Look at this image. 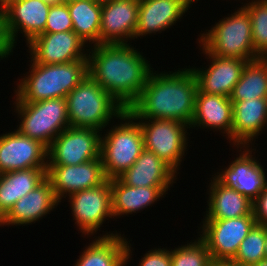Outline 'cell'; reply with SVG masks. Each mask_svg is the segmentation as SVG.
<instances>
[{
	"label": "cell",
	"mask_w": 267,
	"mask_h": 266,
	"mask_svg": "<svg viewBox=\"0 0 267 266\" xmlns=\"http://www.w3.org/2000/svg\"><path fill=\"white\" fill-rule=\"evenodd\" d=\"M129 44H99L86 49L88 75L125 110L139 99L152 71L144 55Z\"/></svg>",
	"instance_id": "obj_1"
},
{
	"label": "cell",
	"mask_w": 267,
	"mask_h": 266,
	"mask_svg": "<svg viewBox=\"0 0 267 266\" xmlns=\"http://www.w3.org/2000/svg\"><path fill=\"white\" fill-rule=\"evenodd\" d=\"M151 71L139 99L127 111L134 119H168L190 126L198 84L189 68Z\"/></svg>",
	"instance_id": "obj_2"
},
{
	"label": "cell",
	"mask_w": 267,
	"mask_h": 266,
	"mask_svg": "<svg viewBox=\"0 0 267 266\" xmlns=\"http://www.w3.org/2000/svg\"><path fill=\"white\" fill-rule=\"evenodd\" d=\"M29 72L18 79L15 102H37L66 96L88 75V61L37 64L31 59Z\"/></svg>",
	"instance_id": "obj_3"
},
{
	"label": "cell",
	"mask_w": 267,
	"mask_h": 266,
	"mask_svg": "<svg viewBox=\"0 0 267 266\" xmlns=\"http://www.w3.org/2000/svg\"><path fill=\"white\" fill-rule=\"evenodd\" d=\"M66 102L70 127L102 131L113 117L118 119L125 112L123 106L89 75L66 96Z\"/></svg>",
	"instance_id": "obj_4"
},
{
	"label": "cell",
	"mask_w": 267,
	"mask_h": 266,
	"mask_svg": "<svg viewBox=\"0 0 267 266\" xmlns=\"http://www.w3.org/2000/svg\"><path fill=\"white\" fill-rule=\"evenodd\" d=\"M199 39L200 47L211 55L249 61L260 57L254 52L250 15L240 7L229 17L218 21Z\"/></svg>",
	"instance_id": "obj_5"
},
{
	"label": "cell",
	"mask_w": 267,
	"mask_h": 266,
	"mask_svg": "<svg viewBox=\"0 0 267 266\" xmlns=\"http://www.w3.org/2000/svg\"><path fill=\"white\" fill-rule=\"evenodd\" d=\"M105 136L101 135L100 156L107 179L117 178L129 169L144 149L143 135L136 119L127 111ZM135 121V122H134Z\"/></svg>",
	"instance_id": "obj_6"
},
{
	"label": "cell",
	"mask_w": 267,
	"mask_h": 266,
	"mask_svg": "<svg viewBox=\"0 0 267 266\" xmlns=\"http://www.w3.org/2000/svg\"><path fill=\"white\" fill-rule=\"evenodd\" d=\"M21 122L17 130L40 141L47 148L65 129L70 127L66 98H52L37 102H14Z\"/></svg>",
	"instance_id": "obj_7"
},
{
	"label": "cell",
	"mask_w": 267,
	"mask_h": 266,
	"mask_svg": "<svg viewBox=\"0 0 267 266\" xmlns=\"http://www.w3.org/2000/svg\"><path fill=\"white\" fill-rule=\"evenodd\" d=\"M136 120L142 131L144 148L155 153L177 173L187 151L186 133L190 126L168 119Z\"/></svg>",
	"instance_id": "obj_8"
},
{
	"label": "cell",
	"mask_w": 267,
	"mask_h": 266,
	"mask_svg": "<svg viewBox=\"0 0 267 266\" xmlns=\"http://www.w3.org/2000/svg\"><path fill=\"white\" fill-rule=\"evenodd\" d=\"M199 238L213 261H232L241 242L256 224L254 215L231 219H203Z\"/></svg>",
	"instance_id": "obj_9"
},
{
	"label": "cell",
	"mask_w": 267,
	"mask_h": 266,
	"mask_svg": "<svg viewBox=\"0 0 267 266\" xmlns=\"http://www.w3.org/2000/svg\"><path fill=\"white\" fill-rule=\"evenodd\" d=\"M94 128L68 127L47 150V165H78L100 157L101 134Z\"/></svg>",
	"instance_id": "obj_10"
},
{
	"label": "cell",
	"mask_w": 267,
	"mask_h": 266,
	"mask_svg": "<svg viewBox=\"0 0 267 266\" xmlns=\"http://www.w3.org/2000/svg\"><path fill=\"white\" fill-rule=\"evenodd\" d=\"M68 202L80 232L83 235H94L106 218L113 216L110 179L98 187L71 194Z\"/></svg>",
	"instance_id": "obj_11"
},
{
	"label": "cell",
	"mask_w": 267,
	"mask_h": 266,
	"mask_svg": "<svg viewBox=\"0 0 267 266\" xmlns=\"http://www.w3.org/2000/svg\"><path fill=\"white\" fill-rule=\"evenodd\" d=\"M86 43L74 32L41 33L28 44L29 56L37 64H60L87 60Z\"/></svg>",
	"instance_id": "obj_12"
},
{
	"label": "cell",
	"mask_w": 267,
	"mask_h": 266,
	"mask_svg": "<svg viewBox=\"0 0 267 266\" xmlns=\"http://www.w3.org/2000/svg\"><path fill=\"white\" fill-rule=\"evenodd\" d=\"M239 148V157L232 160L228 168L217 172V175L214 174V178L220 184L235 189L253 202L267 187V176L259 160L257 161L252 155L254 149L252 147L249 149V146H237V149Z\"/></svg>",
	"instance_id": "obj_13"
},
{
	"label": "cell",
	"mask_w": 267,
	"mask_h": 266,
	"mask_svg": "<svg viewBox=\"0 0 267 266\" xmlns=\"http://www.w3.org/2000/svg\"><path fill=\"white\" fill-rule=\"evenodd\" d=\"M46 178L51 182L59 203L67 195L98 187L107 180L101 156L78 165H47Z\"/></svg>",
	"instance_id": "obj_14"
},
{
	"label": "cell",
	"mask_w": 267,
	"mask_h": 266,
	"mask_svg": "<svg viewBox=\"0 0 267 266\" xmlns=\"http://www.w3.org/2000/svg\"><path fill=\"white\" fill-rule=\"evenodd\" d=\"M48 148L18 130L0 136V174L30 168H47Z\"/></svg>",
	"instance_id": "obj_15"
},
{
	"label": "cell",
	"mask_w": 267,
	"mask_h": 266,
	"mask_svg": "<svg viewBox=\"0 0 267 266\" xmlns=\"http://www.w3.org/2000/svg\"><path fill=\"white\" fill-rule=\"evenodd\" d=\"M1 7L5 13L8 35L14 46L19 31L24 33L27 44L37 35L45 33L50 3L44 0H6Z\"/></svg>",
	"instance_id": "obj_16"
},
{
	"label": "cell",
	"mask_w": 267,
	"mask_h": 266,
	"mask_svg": "<svg viewBox=\"0 0 267 266\" xmlns=\"http://www.w3.org/2000/svg\"><path fill=\"white\" fill-rule=\"evenodd\" d=\"M139 2L112 0L102 3L100 44H128L135 38Z\"/></svg>",
	"instance_id": "obj_17"
},
{
	"label": "cell",
	"mask_w": 267,
	"mask_h": 266,
	"mask_svg": "<svg viewBox=\"0 0 267 266\" xmlns=\"http://www.w3.org/2000/svg\"><path fill=\"white\" fill-rule=\"evenodd\" d=\"M210 59L208 68H191L198 84V90L207 94L229 97L233 88L240 80L247 60L239 58L219 57L211 55L202 48Z\"/></svg>",
	"instance_id": "obj_18"
},
{
	"label": "cell",
	"mask_w": 267,
	"mask_h": 266,
	"mask_svg": "<svg viewBox=\"0 0 267 266\" xmlns=\"http://www.w3.org/2000/svg\"><path fill=\"white\" fill-rule=\"evenodd\" d=\"M192 0H146L139 3L135 38L162 33L179 21L190 9ZM179 19V20H178Z\"/></svg>",
	"instance_id": "obj_19"
},
{
	"label": "cell",
	"mask_w": 267,
	"mask_h": 266,
	"mask_svg": "<svg viewBox=\"0 0 267 266\" xmlns=\"http://www.w3.org/2000/svg\"><path fill=\"white\" fill-rule=\"evenodd\" d=\"M232 103L231 143L233 142L234 147L248 145L250 147V143L252 145L253 140L267 126V98L232 101Z\"/></svg>",
	"instance_id": "obj_20"
},
{
	"label": "cell",
	"mask_w": 267,
	"mask_h": 266,
	"mask_svg": "<svg viewBox=\"0 0 267 266\" xmlns=\"http://www.w3.org/2000/svg\"><path fill=\"white\" fill-rule=\"evenodd\" d=\"M176 175L167 163L144 148L133 165L117 178L132 187H170Z\"/></svg>",
	"instance_id": "obj_21"
},
{
	"label": "cell",
	"mask_w": 267,
	"mask_h": 266,
	"mask_svg": "<svg viewBox=\"0 0 267 266\" xmlns=\"http://www.w3.org/2000/svg\"><path fill=\"white\" fill-rule=\"evenodd\" d=\"M58 204L51 182L46 178L12 206L3 217L2 225H30L49 214Z\"/></svg>",
	"instance_id": "obj_22"
},
{
	"label": "cell",
	"mask_w": 267,
	"mask_h": 266,
	"mask_svg": "<svg viewBox=\"0 0 267 266\" xmlns=\"http://www.w3.org/2000/svg\"><path fill=\"white\" fill-rule=\"evenodd\" d=\"M233 103L229 97L207 94L197 90L191 128L221 130L231 142ZM223 131V132H222Z\"/></svg>",
	"instance_id": "obj_23"
},
{
	"label": "cell",
	"mask_w": 267,
	"mask_h": 266,
	"mask_svg": "<svg viewBox=\"0 0 267 266\" xmlns=\"http://www.w3.org/2000/svg\"><path fill=\"white\" fill-rule=\"evenodd\" d=\"M98 238V239H97ZM83 250L75 266H126L131 259V244L121 234L106 232ZM130 244V245H129Z\"/></svg>",
	"instance_id": "obj_24"
},
{
	"label": "cell",
	"mask_w": 267,
	"mask_h": 266,
	"mask_svg": "<svg viewBox=\"0 0 267 266\" xmlns=\"http://www.w3.org/2000/svg\"><path fill=\"white\" fill-rule=\"evenodd\" d=\"M113 218L138 212L166 195L170 187H132L118 178L110 179Z\"/></svg>",
	"instance_id": "obj_25"
},
{
	"label": "cell",
	"mask_w": 267,
	"mask_h": 266,
	"mask_svg": "<svg viewBox=\"0 0 267 266\" xmlns=\"http://www.w3.org/2000/svg\"><path fill=\"white\" fill-rule=\"evenodd\" d=\"M212 179L208 191L209 207L204 219H231L253 215L252 201L235 189L220 184L214 177Z\"/></svg>",
	"instance_id": "obj_26"
},
{
	"label": "cell",
	"mask_w": 267,
	"mask_h": 266,
	"mask_svg": "<svg viewBox=\"0 0 267 266\" xmlns=\"http://www.w3.org/2000/svg\"><path fill=\"white\" fill-rule=\"evenodd\" d=\"M47 168H30L0 174V214L4 217L23 196L46 179Z\"/></svg>",
	"instance_id": "obj_27"
},
{
	"label": "cell",
	"mask_w": 267,
	"mask_h": 266,
	"mask_svg": "<svg viewBox=\"0 0 267 266\" xmlns=\"http://www.w3.org/2000/svg\"><path fill=\"white\" fill-rule=\"evenodd\" d=\"M73 31L87 44H100L102 4L94 0H78L67 4Z\"/></svg>",
	"instance_id": "obj_28"
},
{
	"label": "cell",
	"mask_w": 267,
	"mask_h": 266,
	"mask_svg": "<svg viewBox=\"0 0 267 266\" xmlns=\"http://www.w3.org/2000/svg\"><path fill=\"white\" fill-rule=\"evenodd\" d=\"M229 98L231 101L267 98V58L246 63Z\"/></svg>",
	"instance_id": "obj_29"
},
{
	"label": "cell",
	"mask_w": 267,
	"mask_h": 266,
	"mask_svg": "<svg viewBox=\"0 0 267 266\" xmlns=\"http://www.w3.org/2000/svg\"><path fill=\"white\" fill-rule=\"evenodd\" d=\"M265 225L255 224L232 260L239 266H251L265 260Z\"/></svg>",
	"instance_id": "obj_30"
},
{
	"label": "cell",
	"mask_w": 267,
	"mask_h": 266,
	"mask_svg": "<svg viewBox=\"0 0 267 266\" xmlns=\"http://www.w3.org/2000/svg\"><path fill=\"white\" fill-rule=\"evenodd\" d=\"M245 4L243 7L251 20L254 52L260 58H267V0H252Z\"/></svg>",
	"instance_id": "obj_31"
},
{
	"label": "cell",
	"mask_w": 267,
	"mask_h": 266,
	"mask_svg": "<svg viewBox=\"0 0 267 266\" xmlns=\"http://www.w3.org/2000/svg\"><path fill=\"white\" fill-rule=\"evenodd\" d=\"M196 240L171 249V266H209L210 252L199 237Z\"/></svg>",
	"instance_id": "obj_32"
},
{
	"label": "cell",
	"mask_w": 267,
	"mask_h": 266,
	"mask_svg": "<svg viewBox=\"0 0 267 266\" xmlns=\"http://www.w3.org/2000/svg\"><path fill=\"white\" fill-rule=\"evenodd\" d=\"M68 31H73L68 5L65 3L51 4L45 26V33Z\"/></svg>",
	"instance_id": "obj_33"
},
{
	"label": "cell",
	"mask_w": 267,
	"mask_h": 266,
	"mask_svg": "<svg viewBox=\"0 0 267 266\" xmlns=\"http://www.w3.org/2000/svg\"><path fill=\"white\" fill-rule=\"evenodd\" d=\"M143 256L139 266H171V252L166 248H154Z\"/></svg>",
	"instance_id": "obj_34"
},
{
	"label": "cell",
	"mask_w": 267,
	"mask_h": 266,
	"mask_svg": "<svg viewBox=\"0 0 267 266\" xmlns=\"http://www.w3.org/2000/svg\"><path fill=\"white\" fill-rule=\"evenodd\" d=\"M10 40L8 35V31L6 28V19L3 8L0 5V60L5 59L13 52V48H15Z\"/></svg>",
	"instance_id": "obj_35"
},
{
	"label": "cell",
	"mask_w": 267,
	"mask_h": 266,
	"mask_svg": "<svg viewBox=\"0 0 267 266\" xmlns=\"http://www.w3.org/2000/svg\"><path fill=\"white\" fill-rule=\"evenodd\" d=\"M252 206L256 223L267 226V187L253 201Z\"/></svg>",
	"instance_id": "obj_36"
},
{
	"label": "cell",
	"mask_w": 267,
	"mask_h": 266,
	"mask_svg": "<svg viewBox=\"0 0 267 266\" xmlns=\"http://www.w3.org/2000/svg\"><path fill=\"white\" fill-rule=\"evenodd\" d=\"M209 266H239L232 261H211Z\"/></svg>",
	"instance_id": "obj_37"
},
{
	"label": "cell",
	"mask_w": 267,
	"mask_h": 266,
	"mask_svg": "<svg viewBox=\"0 0 267 266\" xmlns=\"http://www.w3.org/2000/svg\"><path fill=\"white\" fill-rule=\"evenodd\" d=\"M265 259H267V226L265 225Z\"/></svg>",
	"instance_id": "obj_38"
},
{
	"label": "cell",
	"mask_w": 267,
	"mask_h": 266,
	"mask_svg": "<svg viewBox=\"0 0 267 266\" xmlns=\"http://www.w3.org/2000/svg\"><path fill=\"white\" fill-rule=\"evenodd\" d=\"M251 266H267V259L260 261L254 265H251Z\"/></svg>",
	"instance_id": "obj_39"
},
{
	"label": "cell",
	"mask_w": 267,
	"mask_h": 266,
	"mask_svg": "<svg viewBox=\"0 0 267 266\" xmlns=\"http://www.w3.org/2000/svg\"><path fill=\"white\" fill-rule=\"evenodd\" d=\"M76 1H78V0H59V3L69 4V3L76 2Z\"/></svg>",
	"instance_id": "obj_40"
},
{
	"label": "cell",
	"mask_w": 267,
	"mask_h": 266,
	"mask_svg": "<svg viewBox=\"0 0 267 266\" xmlns=\"http://www.w3.org/2000/svg\"><path fill=\"white\" fill-rule=\"evenodd\" d=\"M45 2H48L50 4L59 3V0H44Z\"/></svg>",
	"instance_id": "obj_41"
},
{
	"label": "cell",
	"mask_w": 267,
	"mask_h": 266,
	"mask_svg": "<svg viewBox=\"0 0 267 266\" xmlns=\"http://www.w3.org/2000/svg\"><path fill=\"white\" fill-rule=\"evenodd\" d=\"M94 1L102 4V3L109 2L112 0H94Z\"/></svg>",
	"instance_id": "obj_42"
},
{
	"label": "cell",
	"mask_w": 267,
	"mask_h": 266,
	"mask_svg": "<svg viewBox=\"0 0 267 266\" xmlns=\"http://www.w3.org/2000/svg\"><path fill=\"white\" fill-rule=\"evenodd\" d=\"M3 223V216L0 214V226L2 225Z\"/></svg>",
	"instance_id": "obj_43"
},
{
	"label": "cell",
	"mask_w": 267,
	"mask_h": 266,
	"mask_svg": "<svg viewBox=\"0 0 267 266\" xmlns=\"http://www.w3.org/2000/svg\"><path fill=\"white\" fill-rule=\"evenodd\" d=\"M6 0H0V5H2Z\"/></svg>",
	"instance_id": "obj_44"
},
{
	"label": "cell",
	"mask_w": 267,
	"mask_h": 266,
	"mask_svg": "<svg viewBox=\"0 0 267 266\" xmlns=\"http://www.w3.org/2000/svg\"><path fill=\"white\" fill-rule=\"evenodd\" d=\"M136 1H138L140 3V2H143V1H146V0H136Z\"/></svg>",
	"instance_id": "obj_45"
}]
</instances>
